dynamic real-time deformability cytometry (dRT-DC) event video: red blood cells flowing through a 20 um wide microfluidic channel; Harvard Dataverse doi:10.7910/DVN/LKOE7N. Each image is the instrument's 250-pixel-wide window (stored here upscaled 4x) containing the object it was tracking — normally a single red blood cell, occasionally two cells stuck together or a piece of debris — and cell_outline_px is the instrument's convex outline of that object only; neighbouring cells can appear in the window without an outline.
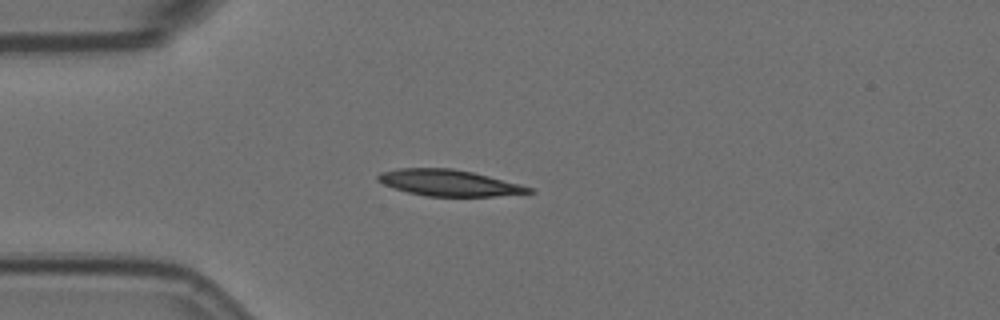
{"species": "Egyptian fruit bat (a non-hibernating species)", "species_latin": "Rousettus aegyptiacus", "temperature_condition": "room temperature", "stored_images_in_passage": 6, "camera_frame_rate_fps": 3000, "um_per_image_px": 0.085, "animal": {"sex": "female"}, "frame": {"image": 1, "passage_image": 2, "time_ms": 0.333, "image_size_px": [1000, 320], "cell_outline_px": [[536, 192], [496, 196], [424, 196], [408, 192], [384, 184], [376, 180], [376, 176], [380, 172], [400, 168], [452, 168], [472, 172], [520, 184], [532, 188]], "centroid_in_image_um": [38.15, 15.54], "position_along_channel_um": 46.9, "area_um2": 22.95}}
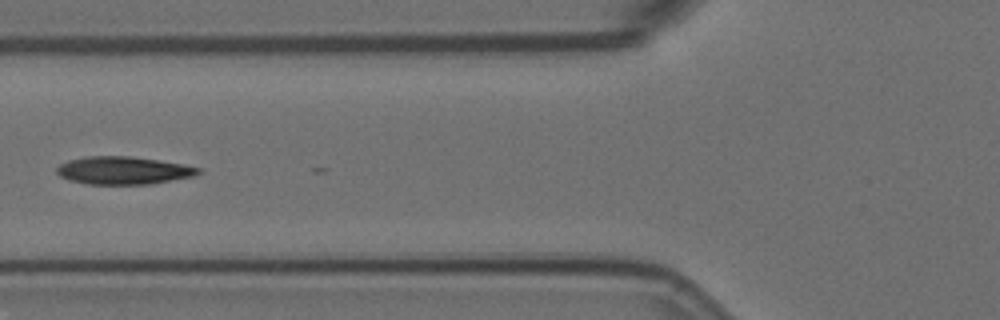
{"frame": {"image": 2, "passage_image": 4, "time_ms": 1.0, "image_size_px": [1000, 320], "cell_outline_px": [[204, 172], [192, 176], [148, 184], [88, 184], [68, 180], [60, 176], [56, 172], [56, 168], [60, 164], [68, 160], [84, 156], [132, 156], [184, 164], [204, 168]], "centroid_in_image_um": [10.49, 14.48], "position_along_channel_um": 115.3, "area_um2": 23.06}}
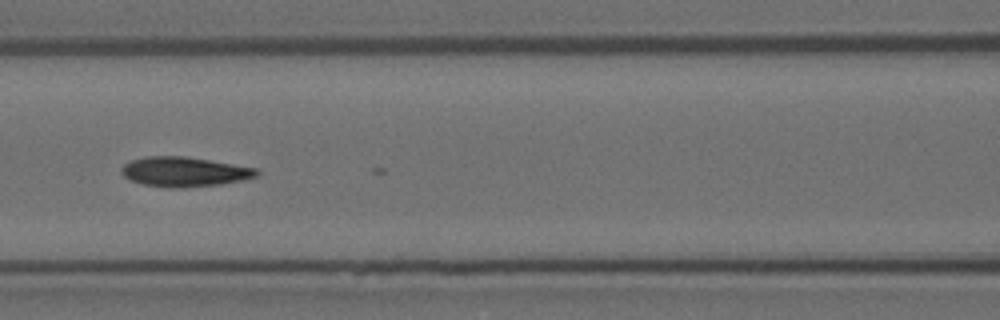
{"frame": {"image": 3, "passage_image": 5, "time_ms": 1.333, "image_size_px": [1000, 320], "cell_outline_px": [[260, 176], [244, 180], [220, 184], [180, 188], [168, 188], [144, 184], [128, 180], [120, 172], [120, 168], [124, 164], [132, 160], [144, 156], [184, 156], [256, 168], [260, 172]], "centroid_in_image_um": [15.65, 14.61], "position_along_channel_um": 150.9, "area_um2": 23.52}}